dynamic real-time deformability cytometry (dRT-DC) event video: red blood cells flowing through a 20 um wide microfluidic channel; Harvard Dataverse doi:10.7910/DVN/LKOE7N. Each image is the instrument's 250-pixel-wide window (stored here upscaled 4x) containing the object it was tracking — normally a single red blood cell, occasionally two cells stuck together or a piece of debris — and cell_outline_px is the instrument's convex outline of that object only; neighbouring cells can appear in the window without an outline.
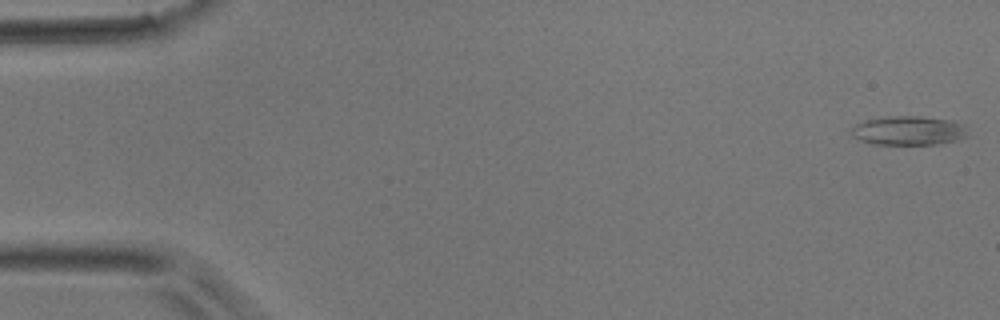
{"species": "common noctule bat (a hibernating species)", "species_latin": "Nyctalus noctula", "temperature_condition": "room temperature", "stored_images_in_passage": 47, "camera_frame_rate_fps": 3000, "um_per_image_px": 0.085, "animal": {"sex": "male", "body_mass_g": 17.9}, "frame": {"image": 1, "passage_image": 1, "time_ms": 0.0, "image_size_px": [1000, 320], "cell_outline_px": [[964, 136], [956, 140], [936, 144], [868, 144], [852, 136], [848, 132], [856, 124], [864, 120], [888, 116], [920, 116], [952, 120], [964, 124]], "centroid_in_image_um": [77.14, 11.09], "position_along_channel_um": 7.9, "area_um2": 19.71}}
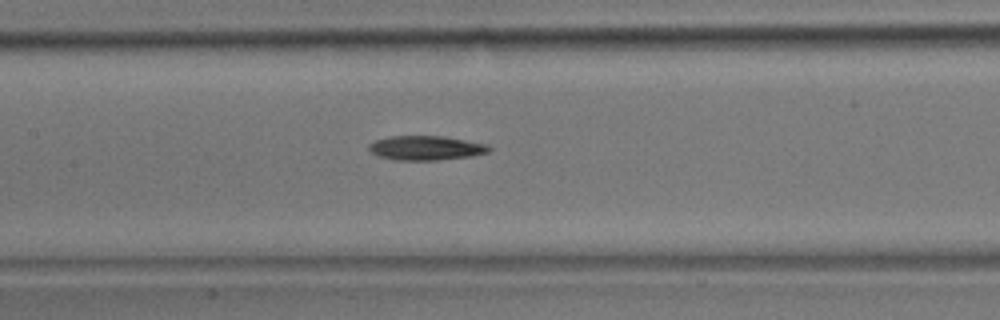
{"frame": {"image": 2, "passage_image": 22, "time_ms": 7.0, "image_size_px": [1000, 320], "cell_outline_px": [[492, 148], [488, 152], [472, 156], [440, 160], [392, 160], [380, 156], [372, 152], [368, 148], [368, 144], [376, 140], [388, 136], [444, 136], [484, 144]], "centroid_in_image_um": [36.18, 12.58], "position_along_channel_um": 171.2, "area_um2": 16.99}}
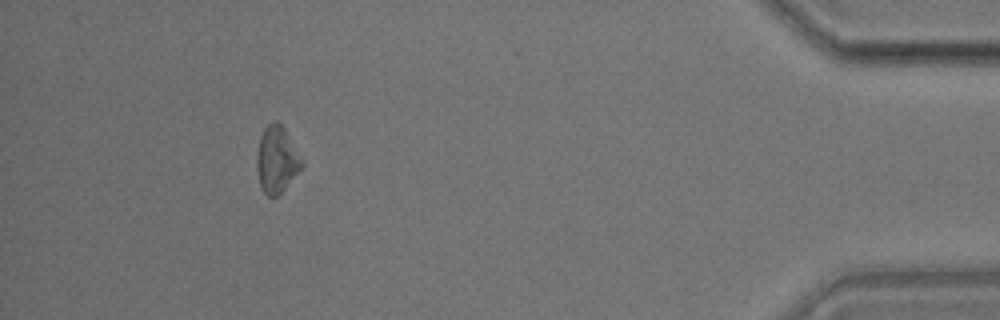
{"frame": {"image": 3, "passage_image": 43, "time_ms": 14.0, "image_size_px": [1000, 320], "cell_outline_px": [[304, 164], [284, 188], [276, 196], [268, 196], [264, 192], [260, 184], [256, 168], [256, 156], [260, 136], [264, 128], [268, 124], [276, 120], [284, 128], [304, 160]], "centroid_in_image_um": [23.51, 13.53], "position_along_channel_um": 411.7, "area_um2": 17.28}}